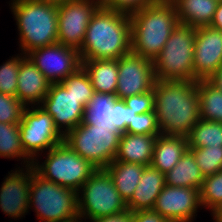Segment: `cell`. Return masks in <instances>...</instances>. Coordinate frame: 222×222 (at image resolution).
Masks as SVG:
<instances>
[{"mask_svg": "<svg viewBox=\"0 0 222 222\" xmlns=\"http://www.w3.org/2000/svg\"><path fill=\"white\" fill-rule=\"evenodd\" d=\"M153 91L160 135L187 137L200 119L197 81H156Z\"/></svg>", "mask_w": 222, "mask_h": 222, "instance_id": "cell-1", "label": "cell"}, {"mask_svg": "<svg viewBox=\"0 0 222 222\" xmlns=\"http://www.w3.org/2000/svg\"><path fill=\"white\" fill-rule=\"evenodd\" d=\"M78 51L81 61L117 60L130 53V16L100 6L90 19L84 41Z\"/></svg>", "mask_w": 222, "mask_h": 222, "instance_id": "cell-2", "label": "cell"}, {"mask_svg": "<svg viewBox=\"0 0 222 222\" xmlns=\"http://www.w3.org/2000/svg\"><path fill=\"white\" fill-rule=\"evenodd\" d=\"M129 16L131 52L153 61L179 24L173 3L165 0L151 4Z\"/></svg>", "mask_w": 222, "mask_h": 222, "instance_id": "cell-3", "label": "cell"}, {"mask_svg": "<svg viewBox=\"0 0 222 222\" xmlns=\"http://www.w3.org/2000/svg\"><path fill=\"white\" fill-rule=\"evenodd\" d=\"M10 1L19 33V52L27 55L32 50L58 42V4L41 0Z\"/></svg>", "mask_w": 222, "mask_h": 222, "instance_id": "cell-4", "label": "cell"}, {"mask_svg": "<svg viewBox=\"0 0 222 222\" xmlns=\"http://www.w3.org/2000/svg\"><path fill=\"white\" fill-rule=\"evenodd\" d=\"M196 28L179 23L153 60L156 81H198L194 76Z\"/></svg>", "mask_w": 222, "mask_h": 222, "instance_id": "cell-5", "label": "cell"}, {"mask_svg": "<svg viewBox=\"0 0 222 222\" xmlns=\"http://www.w3.org/2000/svg\"><path fill=\"white\" fill-rule=\"evenodd\" d=\"M78 198L73 189L63 187L39 176L33 169L30 179L29 209L41 222L78 220Z\"/></svg>", "mask_w": 222, "mask_h": 222, "instance_id": "cell-6", "label": "cell"}, {"mask_svg": "<svg viewBox=\"0 0 222 222\" xmlns=\"http://www.w3.org/2000/svg\"><path fill=\"white\" fill-rule=\"evenodd\" d=\"M44 154H47L44 162L33 160L31 166L34 171L42 178L76 192L98 169L64 142Z\"/></svg>", "mask_w": 222, "mask_h": 222, "instance_id": "cell-7", "label": "cell"}, {"mask_svg": "<svg viewBox=\"0 0 222 222\" xmlns=\"http://www.w3.org/2000/svg\"><path fill=\"white\" fill-rule=\"evenodd\" d=\"M77 198L78 214L83 222L128 210L105 168H99L92 174L77 192Z\"/></svg>", "mask_w": 222, "mask_h": 222, "instance_id": "cell-8", "label": "cell"}, {"mask_svg": "<svg viewBox=\"0 0 222 222\" xmlns=\"http://www.w3.org/2000/svg\"><path fill=\"white\" fill-rule=\"evenodd\" d=\"M121 135L110 128L79 124L64 136V143L99 169L115 159Z\"/></svg>", "mask_w": 222, "mask_h": 222, "instance_id": "cell-9", "label": "cell"}, {"mask_svg": "<svg viewBox=\"0 0 222 222\" xmlns=\"http://www.w3.org/2000/svg\"><path fill=\"white\" fill-rule=\"evenodd\" d=\"M19 126L23 150L32 160L64 142L52 116L40 105L26 106Z\"/></svg>", "mask_w": 222, "mask_h": 222, "instance_id": "cell-10", "label": "cell"}, {"mask_svg": "<svg viewBox=\"0 0 222 222\" xmlns=\"http://www.w3.org/2000/svg\"><path fill=\"white\" fill-rule=\"evenodd\" d=\"M100 0H69L58 4V43L79 50Z\"/></svg>", "mask_w": 222, "mask_h": 222, "instance_id": "cell-11", "label": "cell"}, {"mask_svg": "<svg viewBox=\"0 0 222 222\" xmlns=\"http://www.w3.org/2000/svg\"><path fill=\"white\" fill-rule=\"evenodd\" d=\"M27 56L51 83L64 81L82 67L79 51L58 42L32 50Z\"/></svg>", "mask_w": 222, "mask_h": 222, "instance_id": "cell-12", "label": "cell"}, {"mask_svg": "<svg viewBox=\"0 0 222 222\" xmlns=\"http://www.w3.org/2000/svg\"><path fill=\"white\" fill-rule=\"evenodd\" d=\"M156 82L153 61L135 53L118 59V81L115 95L118 99L146 93Z\"/></svg>", "mask_w": 222, "mask_h": 222, "instance_id": "cell-13", "label": "cell"}, {"mask_svg": "<svg viewBox=\"0 0 222 222\" xmlns=\"http://www.w3.org/2000/svg\"><path fill=\"white\" fill-rule=\"evenodd\" d=\"M199 208L198 189L165 185L152 210L169 222H194Z\"/></svg>", "mask_w": 222, "mask_h": 222, "instance_id": "cell-14", "label": "cell"}, {"mask_svg": "<svg viewBox=\"0 0 222 222\" xmlns=\"http://www.w3.org/2000/svg\"><path fill=\"white\" fill-rule=\"evenodd\" d=\"M40 106L52 116L63 136L82 123L85 107L60 83H51Z\"/></svg>", "mask_w": 222, "mask_h": 222, "instance_id": "cell-15", "label": "cell"}, {"mask_svg": "<svg viewBox=\"0 0 222 222\" xmlns=\"http://www.w3.org/2000/svg\"><path fill=\"white\" fill-rule=\"evenodd\" d=\"M11 172V173H10ZM4 177L0 188V208L12 219H22L29 212L31 165L15 168Z\"/></svg>", "mask_w": 222, "mask_h": 222, "instance_id": "cell-16", "label": "cell"}, {"mask_svg": "<svg viewBox=\"0 0 222 222\" xmlns=\"http://www.w3.org/2000/svg\"><path fill=\"white\" fill-rule=\"evenodd\" d=\"M222 64V31L210 25L196 28L194 76L207 80Z\"/></svg>", "mask_w": 222, "mask_h": 222, "instance_id": "cell-17", "label": "cell"}, {"mask_svg": "<svg viewBox=\"0 0 222 222\" xmlns=\"http://www.w3.org/2000/svg\"><path fill=\"white\" fill-rule=\"evenodd\" d=\"M16 97L25 106L40 105L49 91V82L26 55L20 61Z\"/></svg>", "mask_w": 222, "mask_h": 222, "instance_id": "cell-18", "label": "cell"}, {"mask_svg": "<svg viewBox=\"0 0 222 222\" xmlns=\"http://www.w3.org/2000/svg\"><path fill=\"white\" fill-rule=\"evenodd\" d=\"M165 186V174L152 165L145 166L133 196L127 202L132 212L152 210L158 195Z\"/></svg>", "mask_w": 222, "mask_h": 222, "instance_id": "cell-19", "label": "cell"}, {"mask_svg": "<svg viewBox=\"0 0 222 222\" xmlns=\"http://www.w3.org/2000/svg\"><path fill=\"white\" fill-rule=\"evenodd\" d=\"M157 136L123 133L115 160L125 163L151 165Z\"/></svg>", "mask_w": 222, "mask_h": 222, "instance_id": "cell-20", "label": "cell"}, {"mask_svg": "<svg viewBox=\"0 0 222 222\" xmlns=\"http://www.w3.org/2000/svg\"><path fill=\"white\" fill-rule=\"evenodd\" d=\"M187 149V137L158 135L154 143L151 165L166 174L176 166Z\"/></svg>", "mask_w": 222, "mask_h": 222, "instance_id": "cell-21", "label": "cell"}, {"mask_svg": "<svg viewBox=\"0 0 222 222\" xmlns=\"http://www.w3.org/2000/svg\"><path fill=\"white\" fill-rule=\"evenodd\" d=\"M176 10L178 21L194 28L211 24L218 0H170Z\"/></svg>", "mask_w": 222, "mask_h": 222, "instance_id": "cell-22", "label": "cell"}, {"mask_svg": "<svg viewBox=\"0 0 222 222\" xmlns=\"http://www.w3.org/2000/svg\"><path fill=\"white\" fill-rule=\"evenodd\" d=\"M117 99L115 94L94 92L85 106L81 124L110 128L111 132H119L113 124V106Z\"/></svg>", "mask_w": 222, "mask_h": 222, "instance_id": "cell-23", "label": "cell"}, {"mask_svg": "<svg viewBox=\"0 0 222 222\" xmlns=\"http://www.w3.org/2000/svg\"><path fill=\"white\" fill-rule=\"evenodd\" d=\"M82 67L87 72L94 92L115 94L118 81L117 60H86Z\"/></svg>", "mask_w": 222, "mask_h": 222, "instance_id": "cell-24", "label": "cell"}, {"mask_svg": "<svg viewBox=\"0 0 222 222\" xmlns=\"http://www.w3.org/2000/svg\"><path fill=\"white\" fill-rule=\"evenodd\" d=\"M120 196L127 203L134 194L145 166L113 160L106 168Z\"/></svg>", "mask_w": 222, "mask_h": 222, "instance_id": "cell-25", "label": "cell"}, {"mask_svg": "<svg viewBox=\"0 0 222 222\" xmlns=\"http://www.w3.org/2000/svg\"><path fill=\"white\" fill-rule=\"evenodd\" d=\"M204 177L193 153L187 149L176 166L165 174V185L200 190Z\"/></svg>", "mask_w": 222, "mask_h": 222, "instance_id": "cell-26", "label": "cell"}, {"mask_svg": "<svg viewBox=\"0 0 222 222\" xmlns=\"http://www.w3.org/2000/svg\"><path fill=\"white\" fill-rule=\"evenodd\" d=\"M200 118L222 123V91L208 80L197 81Z\"/></svg>", "mask_w": 222, "mask_h": 222, "instance_id": "cell-27", "label": "cell"}, {"mask_svg": "<svg viewBox=\"0 0 222 222\" xmlns=\"http://www.w3.org/2000/svg\"><path fill=\"white\" fill-rule=\"evenodd\" d=\"M22 160L23 167L32 165L33 160L24 152L20 139L19 124L0 122V158ZM25 165V166H24Z\"/></svg>", "mask_w": 222, "mask_h": 222, "instance_id": "cell-28", "label": "cell"}, {"mask_svg": "<svg viewBox=\"0 0 222 222\" xmlns=\"http://www.w3.org/2000/svg\"><path fill=\"white\" fill-rule=\"evenodd\" d=\"M188 148L222 146V123L199 119L187 136Z\"/></svg>", "mask_w": 222, "mask_h": 222, "instance_id": "cell-29", "label": "cell"}, {"mask_svg": "<svg viewBox=\"0 0 222 222\" xmlns=\"http://www.w3.org/2000/svg\"><path fill=\"white\" fill-rule=\"evenodd\" d=\"M60 84L76 98L85 107L94 94L91 80L83 67L69 75Z\"/></svg>", "mask_w": 222, "mask_h": 222, "instance_id": "cell-30", "label": "cell"}, {"mask_svg": "<svg viewBox=\"0 0 222 222\" xmlns=\"http://www.w3.org/2000/svg\"><path fill=\"white\" fill-rule=\"evenodd\" d=\"M199 194L202 209L212 212L222 204V170L204 177Z\"/></svg>", "mask_w": 222, "mask_h": 222, "instance_id": "cell-31", "label": "cell"}, {"mask_svg": "<svg viewBox=\"0 0 222 222\" xmlns=\"http://www.w3.org/2000/svg\"><path fill=\"white\" fill-rule=\"evenodd\" d=\"M188 149L193 153L203 177L222 170V146Z\"/></svg>", "mask_w": 222, "mask_h": 222, "instance_id": "cell-32", "label": "cell"}, {"mask_svg": "<svg viewBox=\"0 0 222 222\" xmlns=\"http://www.w3.org/2000/svg\"><path fill=\"white\" fill-rule=\"evenodd\" d=\"M25 56V54L19 53L0 66V93L16 97L20 61Z\"/></svg>", "mask_w": 222, "mask_h": 222, "instance_id": "cell-33", "label": "cell"}, {"mask_svg": "<svg viewBox=\"0 0 222 222\" xmlns=\"http://www.w3.org/2000/svg\"><path fill=\"white\" fill-rule=\"evenodd\" d=\"M25 108L17 97L0 93V122L19 124Z\"/></svg>", "mask_w": 222, "mask_h": 222, "instance_id": "cell-34", "label": "cell"}, {"mask_svg": "<svg viewBox=\"0 0 222 222\" xmlns=\"http://www.w3.org/2000/svg\"><path fill=\"white\" fill-rule=\"evenodd\" d=\"M126 133L141 135H160L155 111L136 114L126 127Z\"/></svg>", "mask_w": 222, "mask_h": 222, "instance_id": "cell-35", "label": "cell"}, {"mask_svg": "<svg viewBox=\"0 0 222 222\" xmlns=\"http://www.w3.org/2000/svg\"><path fill=\"white\" fill-rule=\"evenodd\" d=\"M165 0H100L101 7L108 10L122 12L128 15L148 5Z\"/></svg>", "mask_w": 222, "mask_h": 222, "instance_id": "cell-36", "label": "cell"}, {"mask_svg": "<svg viewBox=\"0 0 222 222\" xmlns=\"http://www.w3.org/2000/svg\"><path fill=\"white\" fill-rule=\"evenodd\" d=\"M125 105L136 111L137 114L148 113L154 111V91L150 90L146 93H141L129 96L123 99Z\"/></svg>", "mask_w": 222, "mask_h": 222, "instance_id": "cell-37", "label": "cell"}, {"mask_svg": "<svg viewBox=\"0 0 222 222\" xmlns=\"http://www.w3.org/2000/svg\"><path fill=\"white\" fill-rule=\"evenodd\" d=\"M114 122L117 130L123 134L126 133V127L134 119L137 114L131 108L127 107L123 99H117L113 106Z\"/></svg>", "mask_w": 222, "mask_h": 222, "instance_id": "cell-38", "label": "cell"}, {"mask_svg": "<svg viewBox=\"0 0 222 222\" xmlns=\"http://www.w3.org/2000/svg\"><path fill=\"white\" fill-rule=\"evenodd\" d=\"M132 222H169L153 210L132 212Z\"/></svg>", "mask_w": 222, "mask_h": 222, "instance_id": "cell-39", "label": "cell"}, {"mask_svg": "<svg viewBox=\"0 0 222 222\" xmlns=\"http://www.w3.org/2000/svg\"><path fill=\"white\" fill-rule=\"evenodd\" d=\"M90 222H132V211L125 210L113 215L94 219Z\"/></svg>", "mask_w": 222, "mask_h": 222, "instance_id": "cell-40", "label": "cell"}, {"mask_svg": "<svg viewBox=\"0 0 222 222\" xmlns=\"http://www.w3.org/2000/svg\"><path fill=\"white\" fill-rule=\"evenodd\" d=\"M211 27L222 31V1H219L213 20L210 24Z\"/></svg>", "mask_w": 222, "mask_h": 222, "instance_id": "cell-41", "label": "cell"}, {"mask_svg": "<svg viewBox=\"0 0 222 222\" xmlns=\"http://www.w3.org/2000/svg\"><path fill=\"white\" fill-rule=\"evenodd\" d=\"M207 80L222 91V64Z\"/></svg>", "mask_w": 222, "mask_h": 222, "instance_id": "cell-42", "label": "cell"}, {"mask_svg": "<svg viewBox=\"0 0 222 222\" xmlns=\"http://www.w3.org/2000/svg\"><path fill=\"white\" fill-rule=\"evenodd\" d=\"M214 222H222V204L211 212Z\"/></svg>", "mask_w": 222, "mask_h": 222, "instance_id": "cell-43", "label": "cell"}, {"mask_svg": "<svg viewBox=\"0 0 222 222\" xmlns=\"http://www.w3.org/2000/svg\"><path fill=\"white\" fill-rule=\"evenodd\" d=\"M41 1H46V2H50V3H54V4H60V3H64L69 0H41Z\"/></svg>", "mask_w": 222, "mask_h": 222, "instance_id": "cell-44", "label": "cell"}, {"mask_svg": "<svg viewBox=\"0 0 222 222\" xmlns=\"http://www.w3.org/2000/svg\"><path fill=\"white\" fill-rule=\"evenodd\" d=\"M12 222V221H11ZM68 222H83V221H81L80 219H78V220H71V221H68Z\"/></svg>", "mask_w": 222, "mask_h": 222, "instance_id": "cell-45", "label": "cell"}]
</instances>
